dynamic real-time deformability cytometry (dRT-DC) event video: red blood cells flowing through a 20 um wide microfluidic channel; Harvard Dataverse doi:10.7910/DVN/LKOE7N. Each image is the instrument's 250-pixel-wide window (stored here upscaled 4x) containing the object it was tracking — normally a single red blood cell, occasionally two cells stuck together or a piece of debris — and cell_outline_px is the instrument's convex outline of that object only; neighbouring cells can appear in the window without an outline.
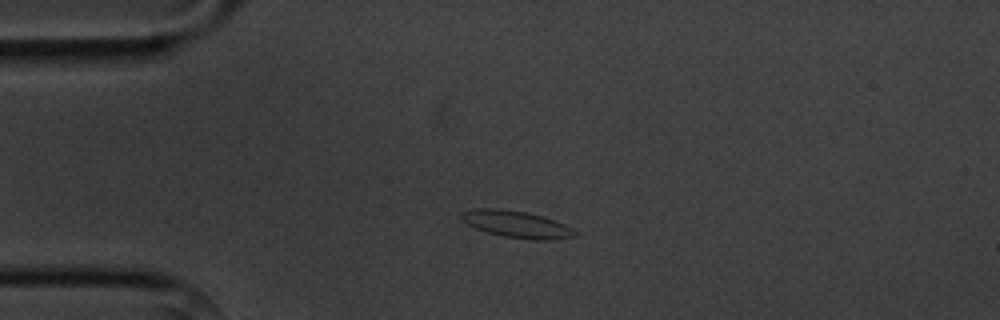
{"species": "common noctule bat (a hibernating species)", "species_latin": "Nyctalus noctula", "temperature_condition": "cold", "stored_images_in_passage": 4, "camera_frame_rate_fps": 3000, "um_per_image_px": 0.085, "animal": {"sex": "male", "body_mass_g": 20.1, "forearm_length_mm": 53.5}, "frame": {"image": 1, "passage_image": 3, "time_ms": 2.333, "image_size_px": [1000, 320], "cell_outline_px": [[580, 236], [552, 240], [532, 240], [504, 236], [488, 232], [476, 228], [460, 220], [460, 212], [472, 208], [500, 208], [528, 212], [544, 216], [564, 224], [580, 232]], "centroid_in_image_um": [43.95, 19.05], "position_along_channel_um": 41.1, "area_um2": 18.21}}